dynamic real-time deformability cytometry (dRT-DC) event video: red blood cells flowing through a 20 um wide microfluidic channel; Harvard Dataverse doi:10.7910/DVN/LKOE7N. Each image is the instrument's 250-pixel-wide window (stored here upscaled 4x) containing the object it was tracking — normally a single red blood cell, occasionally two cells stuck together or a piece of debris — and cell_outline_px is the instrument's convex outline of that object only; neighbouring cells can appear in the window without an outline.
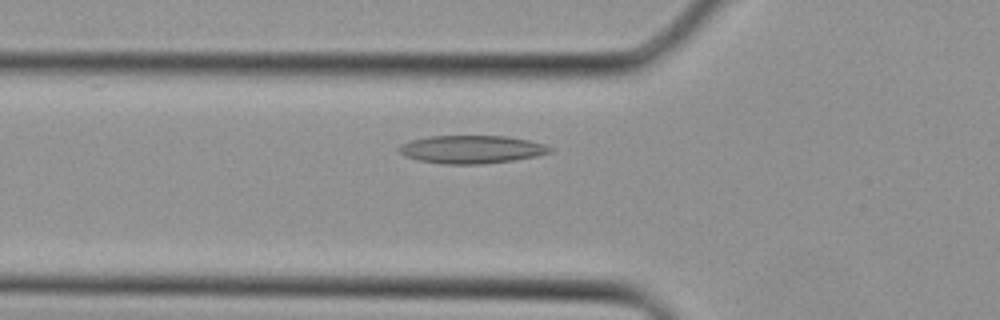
{"species": "Egyptian fruit bat (a non-hibernating species)", "species_latin": "Rousettus aegyptiacus", "temperature_condition": "cold", "stored_images_in_passage": 28, "camera_frame_rate_fps": 3000, "um_per_image_px": 0.085, "animal": {"sex": "female"}, "frame": {"image": 1, "passage_image": 5, "time_ms": 1.333, "image_size_px": [1000, 320], "cell_outline_px": [[552, 152], [536, 156], [512, 160], [484, 164], [444, 164], [420, 160], [404, 156], [396, 148], [400, 144], [412, 140], [428, 136], [508, 136], [528, 140], [544, 144], [552, 148]], "centroid_in_image_um": [40.07, 12.69], "position_along_channel_um": 85.7, "area_um2": 24.62}}
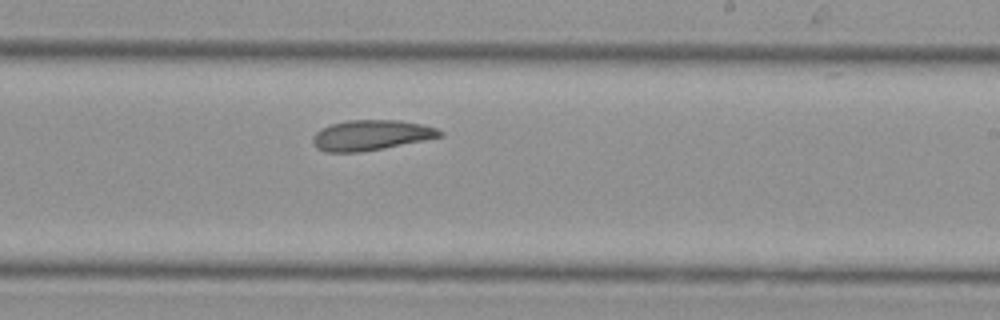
{"frame": {"image": 2, "passage_image": 14, "time_ms": 4.333, "image_size_px": [1000, 320], "cell_outline_px": [[444, 136], [384, 148], [360, 152], [324, 152], [316, 148], [312, 144], [312, 136], [320, 128], [332, 124], [348, 120], [400, 120], [420, 124], [436, 128], [444, 132]], "centroid_in_image_um": [31.51, 11.49], "position_along_channel_um": 257.5, "area_um2": 22.54}}
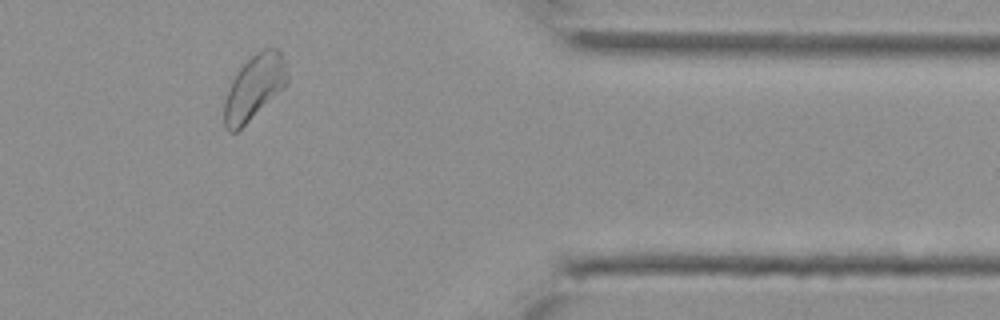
{"frame": {"image": 3, "passage_image": 22, "time_ms": 7.0, "image_size_px": [1000, 320], "cell_outline_px": [[288, 80], [236, 132], [228, 132], [224, 128], [224, 100], [232, 80], [236, 72], [256, 52], [264, 48], [276, 48], [280, 52], [284, 60], [288, 76]], "centroid_in_image_um": [21.55, 7.39], "position_along_channel_um": 389.8, "area_um2": 22.77}}